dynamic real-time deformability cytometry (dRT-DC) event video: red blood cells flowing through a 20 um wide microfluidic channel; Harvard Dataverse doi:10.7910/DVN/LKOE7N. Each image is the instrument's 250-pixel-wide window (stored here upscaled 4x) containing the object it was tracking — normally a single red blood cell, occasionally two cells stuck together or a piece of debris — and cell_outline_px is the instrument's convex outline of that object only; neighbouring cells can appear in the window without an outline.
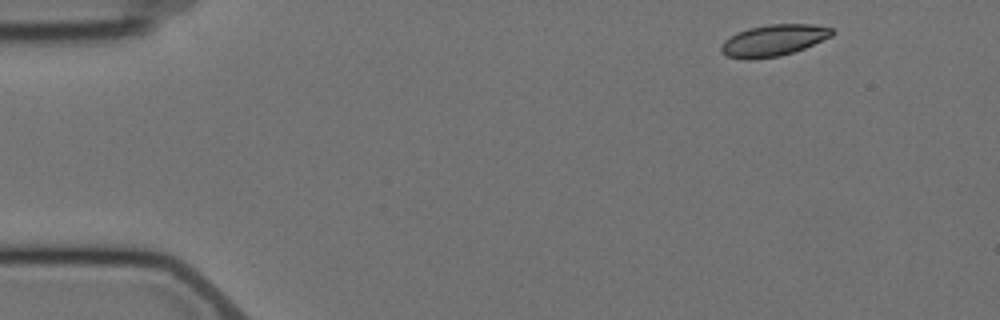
{"species": "Egyptian fruit bat (a non-hibernating species)", "species_latin": "Rousettus aegyptiacus", "temperature_condition": "cold", "stored_images_in_passage": 4, "camera_frame_rate_fps": 3000, "um_per_image_px": 0.085, "animal": {"sex": "female"}, "frame": {"image": 1, "passage_image": 1, "time_ms": 0.0, "image_size_px": [1000, 320], "cell_outline_px": [[836, 32], [832, 36], [804, 48], [780, 56], [752, 60], [744, 60], [724, 56], [720, 52], [720, 44], [724, 40], [736, 32], [748, 28], [768, 24], [812, 24], [832, 28]], "centroid_in_image_um": [65.69, 3.44], "position_along_channel_um": 19.3, "area_um2": 20.69}}
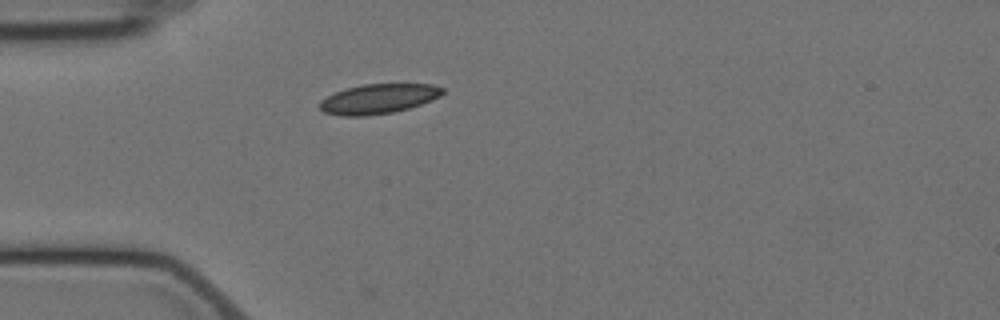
{"frame": {"image": 2, "passage_image": 3, "time_ms": 3.333, "image_size_px": [1000, 320], "cell_outline_px": [[444, 92], [440, 96], [432, 100], [408, 108], [392, 112], [368, 116], [340, 116], [324, 112], [320, 108], [320, 100], [344, 88], [364, 84], [432, 84], [444, 88]], "centroid_in_image_um": [32.16, 8.4], "position_along_channel_um": 52.8, "area_um2": 21.27}}